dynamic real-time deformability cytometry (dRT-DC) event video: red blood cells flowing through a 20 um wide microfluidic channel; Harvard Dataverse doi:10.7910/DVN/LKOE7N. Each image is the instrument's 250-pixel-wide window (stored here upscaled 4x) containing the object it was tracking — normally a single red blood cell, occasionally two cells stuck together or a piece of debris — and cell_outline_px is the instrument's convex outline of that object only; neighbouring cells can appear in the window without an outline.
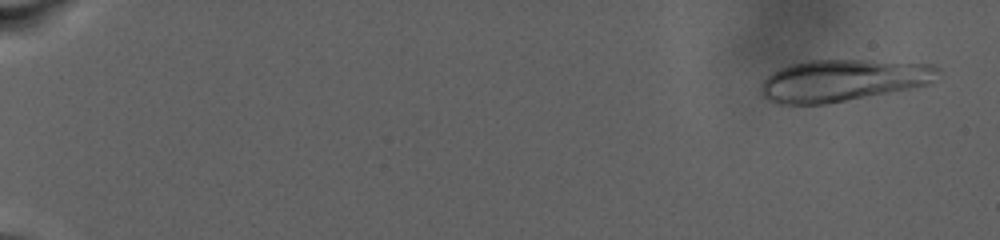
{"species": "human", "species_latin": "Homo sapiens", "temperature_condition": "warm", "stored_images_in_passage": 87, "camera_frame_rate_fps": 3000, "um_per_image_px": 0.085, "donor": {"sex": "male"}, "frame": {"image": 1, "passage_image": 4, "time_ms": 1.0, "image_size_px": [1000, 240], "cell_outline_px": [[940, 68], [932, 80], [928, 84], [912, 88], [824, 104], [776, 104], [760, 96], [760, 84], [768, 76], [780, 68], [792, 64], [808, 60], [864, 60], [932, 64]], "centroid_in_image_um": [71.58, 6.84], "position_along_channel_um": 13.4, "area_um2": 42.95}}
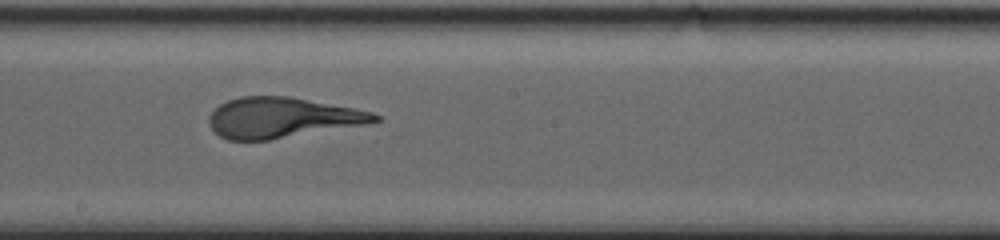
{"frame": {"image": 2, "passage_image": 53, "time_ms": 17.333, "image_size_px": [1000, 240], "cell_outline_px": [[380, 120], [368, 124], [268, 140], [228, 140], [220, 136], [208, 124], [208, 116], [220, 104], [228, 100], [240, 96], [288, 96], [352, 108], [372, 112], [380, 116]], "centroid_in_image_um": [23.95, 10.0], "position_along_channel_um": 224.2, "area_um2": 38.78}}
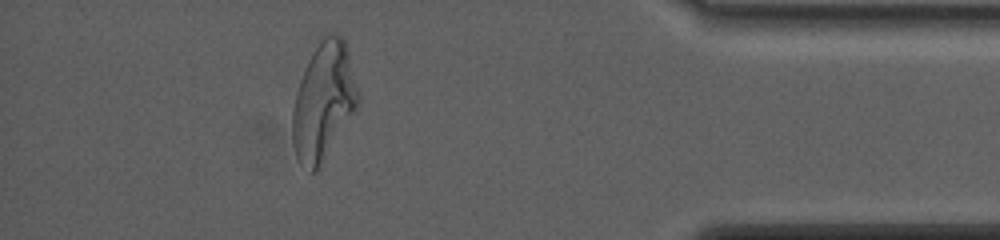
{"frame": {"image": 3, "passage_image": 79, "time_ms": 26.0, "image_size_px": [1000, 240], "cell_outline_px": [[360, 104], [356, 112], [320, 168], [316, 172], [312, 172], [300, 164], [296, 156], [292, 140], [292, 108], [296, 92], [304, 68], [312, 52], [320, 40], [328, 32], [332, 32], [340, 36], [344, 40], [348, 52], [360, 96]], "centroid_in_image_um": [27.51, 8.66], "position_along_channel_um": 407.7, "area_um2": 45.43}}